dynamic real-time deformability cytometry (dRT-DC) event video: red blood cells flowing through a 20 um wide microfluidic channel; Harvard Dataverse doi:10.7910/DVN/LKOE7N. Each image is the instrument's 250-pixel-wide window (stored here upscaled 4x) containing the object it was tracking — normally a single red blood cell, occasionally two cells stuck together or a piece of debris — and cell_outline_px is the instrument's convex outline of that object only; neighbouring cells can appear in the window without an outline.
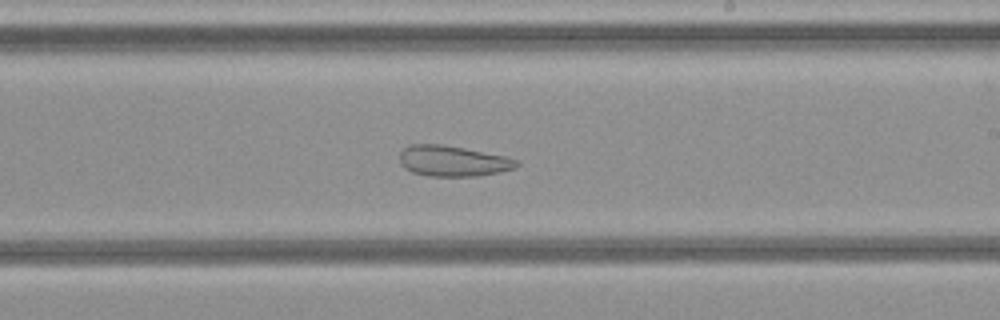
{"species": "common noctule bat (a hibernating species)", "species_latin": "Nyctalus noctula", "temperature_condition": "cold", "stored_images_in_passage": 37, "camera_frame_rate_fps": 3000, "um_per_image_px": 0.085, "animal": {"sex": "female", "body_mass_g": 21.9}, "frame": {"image": 1, "passage_image": 22, "time_ms": 7.0, "image_size_px": [1000, 320], "cell_outline_px": [[520, 164], [516, 168], [500, 172], [476, 176], [428, 176], [412, 172], [404, 168], [400, 164], [400, 152], [408, 144], [444, 144], [504, 156], [520, 160]], "centroid_in_image_um": [38.49, 13.68], "position_along_channel_um": 250.5, "area_um2": 21.1}}